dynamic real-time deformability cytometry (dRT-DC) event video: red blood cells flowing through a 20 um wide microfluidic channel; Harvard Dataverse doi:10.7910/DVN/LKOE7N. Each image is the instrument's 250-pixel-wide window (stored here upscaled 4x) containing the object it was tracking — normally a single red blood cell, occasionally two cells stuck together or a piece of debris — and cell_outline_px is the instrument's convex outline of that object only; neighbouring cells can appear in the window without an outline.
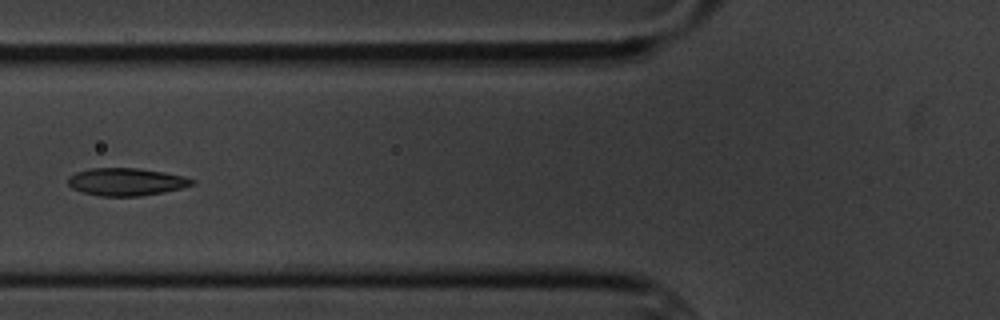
{"species": "common noctule bat (a hibernating species)", "species_latin": "Nyctalus noctula", "temperature_condition": "cold", "stored_images_in_passage": 8, "camera_frame_rate_fps": 3000, "um_per_image_px": 0.085, "animal": {"sex": "male", "body_mass_g": 20.1, "forearm_length_mm": 53.5}, "frame": {"image": 1, "passage_image": 7, "time_ms": 7.333, "image_size_px": [1000, 320], "cell_outline_px": [[196, 184], [184, 188], [164, 192], [140, 196], [100, 196], [84, 192], [72, 188], [68, 184], [68, 176], [76, 172], [88, 168], [140, 168], [164, 172], [184, 176], [196, 180]], "centroid_in_image_um": [10.77, 15.45], "position_along_channel_um": 115.0, "area_um2": 20.17}}
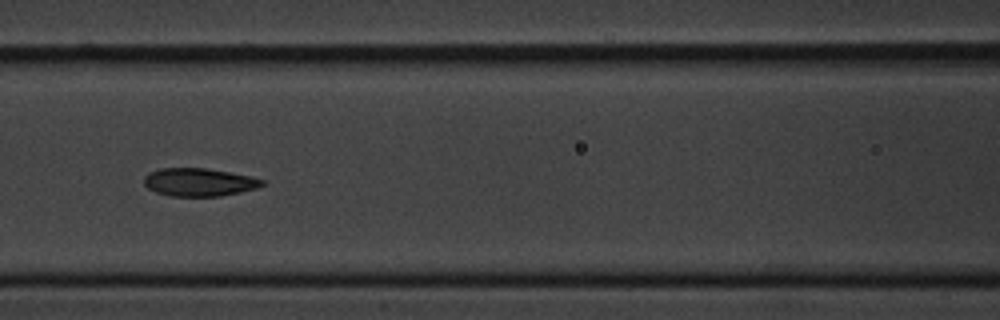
{"frame": {"image": 2, "passage_image": 8, "time_ms": 8.333, "image_size_px": [1000, 320], "cell_outline_px": [[264, 184], [256, 188], [240, 192], [220, 196], [172, 196], [156, 192], [148, 188], [144, 184], [144, 176], [148, 172], [160, 168], [204, 168], [252, 176], [264, 180]], "centroid_in_image_um": [16.9, 15.48], "position_along_channel_um": 149.7, "area_um2": 19.25}}